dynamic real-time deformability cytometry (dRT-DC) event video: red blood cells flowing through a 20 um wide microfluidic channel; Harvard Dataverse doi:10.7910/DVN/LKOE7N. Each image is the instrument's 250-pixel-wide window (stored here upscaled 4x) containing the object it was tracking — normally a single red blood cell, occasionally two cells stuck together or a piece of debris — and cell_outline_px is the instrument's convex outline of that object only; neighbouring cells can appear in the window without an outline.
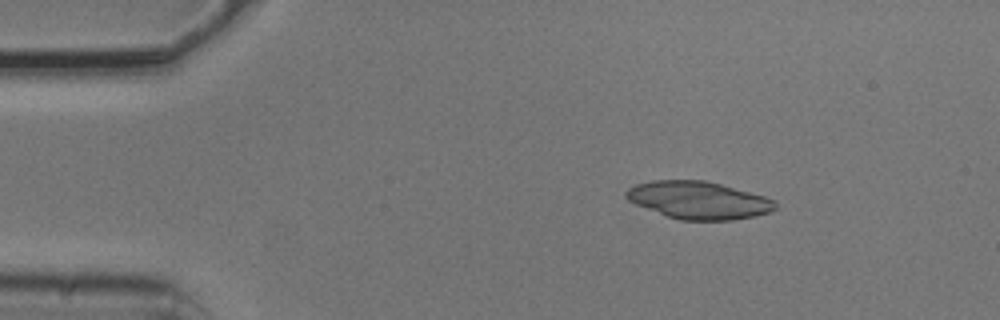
{"species": "common noctule bat (a hibernating species)", "species_latin": "Nyctalus noctula", "temperature_condition": "cold", "stored_images_in_passage": 4, "camera_frame_rate_fps": 3000, "um_per_image_px": 0.085, "animal": {"sex": "male", "body_mass_g": 20.5, "forearm_length_mm": 52.5}, "frame": {"image": 1, "passage_image": 2, "time_ms": 0.333, "image_size_px": [1000, 320], "cell_outline_px": [[776, 208], [768, 212], [756, 216], [732, 220], [680, 220], [668, 216], [636, 204], [628, 200], [624, 196], [624, 192], [628, 188], [636, 184], [652, 180], [704, 180], [720, 184], [764, 196], [776, 200]], "centroid_in_image_um": [59.37, 17.01], "position_along_channel_um": 25.6, "area_um2": 32.48}}